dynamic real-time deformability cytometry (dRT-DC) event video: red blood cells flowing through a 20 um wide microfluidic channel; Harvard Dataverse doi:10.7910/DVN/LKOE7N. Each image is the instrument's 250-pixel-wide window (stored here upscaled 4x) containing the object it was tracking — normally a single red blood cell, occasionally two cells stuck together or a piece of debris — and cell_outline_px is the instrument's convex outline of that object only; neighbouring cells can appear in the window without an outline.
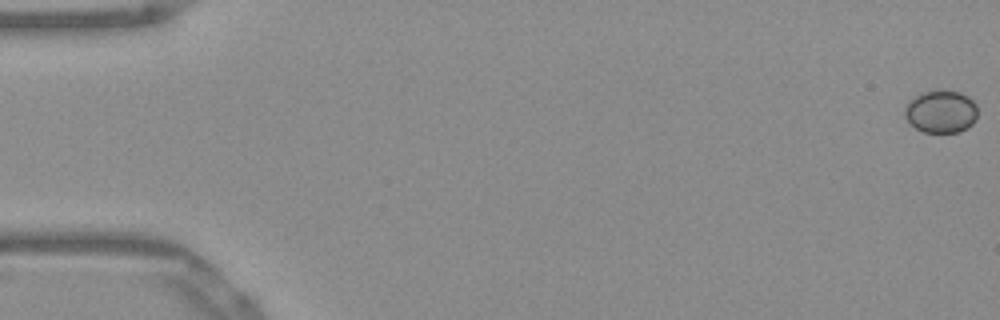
{"species": "Egyptian fruit bat (a non-hibernating species)", "species_latin": "Rousettus aegyptiacus", "temperature_condition": "warm", "stored_images_in_passage": 53, "camera_frame_rate_fps": 3000, "um_per_image_px": 0.085, "frame": {"image": 1, "passage_image": 1, "time_ms": 0.0, "image_size_px": [1000, 320], "cell_outline_px": [[976, 120], [968, 128], [960, 132], [924, 132], [916, 128], [904, 116], [904, 108], [908, 100], [924, 92], [936, 88], [960, 92], [968, 96], [976, 104]], "centroid_in_image_um": [79.98, 9.46], "position_along_channel_um": 5.0, "area_um2": 18.38}}
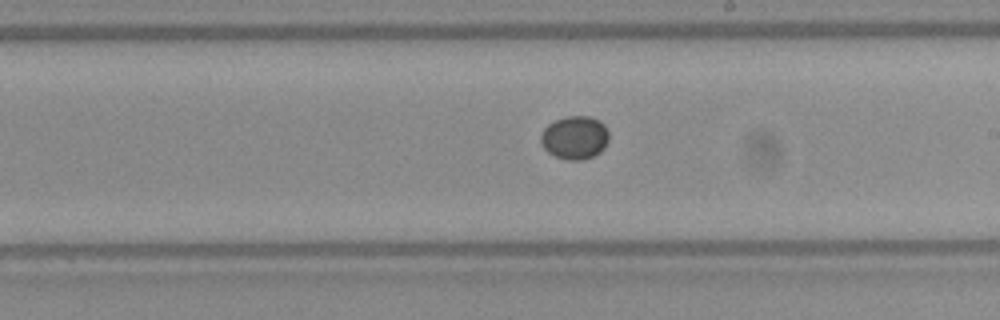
{"frame": {"image": 2, "passage_image": 31, "time_ms": 10.0, "image_size_px": [1000, 320], "cell_outline_px": [[608, 140], [604, 148], [600, 152], [592, 156], [580, 160], [568, 160], [556, 156], [548, 152], [544, 148], [540, 140], [540, 136], [544, 128], [548, 124], [556, 120], [568, 116], [592, 116], [600, 120], [604, 124], [608, 132]], "centroid_in_image_um": [48.86, 11.68], "position_along_channel_um": 240.1, "area_um2": 17.17}}
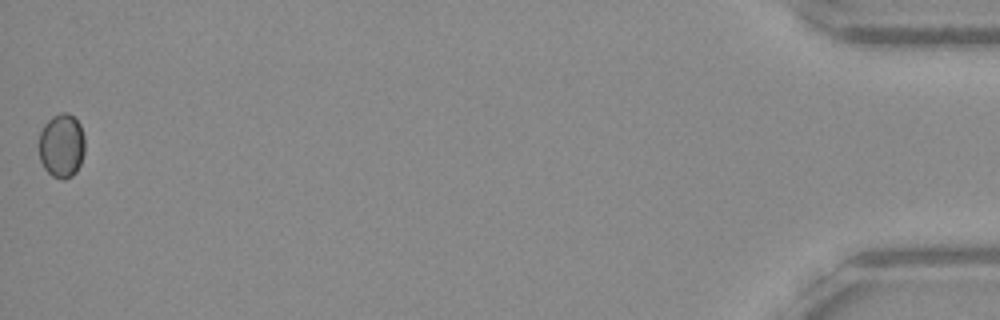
{"frame": {"image": 3, "passage_image": 53, "time_ms": 17.333, "image_size_px": [1000, 320], "cell_outline_px": [[84, 152], [80, 164], [76, 172], [72, 176], [64, 180], [60, 180], [52, 176], [44, 168], [40, 160], [40, 132], [44, 124], [52, 116], [60, 112], [68, 112], [80, 124], [84, 136]], "centroid_in_image_um": [5.24, 12.39], "position_along_channel_um": 430.0, "area_um2": 17.22}}